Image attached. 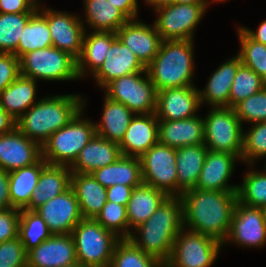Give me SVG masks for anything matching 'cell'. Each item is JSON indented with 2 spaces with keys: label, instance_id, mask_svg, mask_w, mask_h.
<instances>
[{
  "label": "cell",
  "instance_id": "34",
  "mask_svg": "<svg viewBox=\"0 0 266 267\" xmlns=\"http://www.w3.org/2000/svg\"><path fill=\"white\" fill-rule=\"evenodd\" d=\"M36 81L19 75L0 93L3 109L15 120L35 104Z\"/></svg>",
  "mask_w": 266,
  "mask_h": 267
},
{
  "label": "cell",
  "instance_id": "26",
  "mask_svg": "<svg viewBox=\"0 0 266 267\" xmlns=\"http://www.w3.org/2000/svg\"><path fill=\"white\" fill-rule=\"evenodd\" d=\"M71 188L75 193L83 218H95L107 202V188L92 174H71Z\"/></svg>",
  "mask_w": 266,
  "mask_h": 267
},
{
  "label": "cell",
  "instance_id": "28",
  "mask_svg": "<svg viewBox=\"0 0 266 267\" xmlns=\"http://www.w3.org/2000/svg\"><path fill=\"white\" fill-rule=\"evenodd\" d=\"M242 64L239 55L223 63L209 78L207 87L200 92V103L206 101L214 107H229V95L234 77Z\"/></svg>",
  "mask_w": 266,
  "mask_h": 267
},
{
  "label": "cell",
  "instance_id": "60",
  "mask_svg": "<svg viewBox=\"0 0 266 267\" xmlns=\"http://www.w3.org/2000/svg\"><path fill=\"white\" fill-rule=\"evenodd\" d=\"M264 84H265V87H266V77L264 78Z\"/></svg>",
  "mask_w": 266,
  "mask_h": 267
},
{
  "label": "cell",
  "instance_id": "55",
  "mask_svg": "<svg viewBox=\"0 0 266 267\" xmlns=\"http://www.w3.org/2000/svg\"><path fill=\"white\" fill-rule=\"evenodd\" d=\"M148 2L150 5H153L155 7L154 9L167 5V4H173L174 0H145Z\"/></svg>",
  "mask_w": 266,
  "mask_h": 267
},
{
  "label": "cell",
  "instance_id": "39",
  "mask_svg": "<svg viewBox=\"0 0 266 267\" xmlns=\"http://www.w3.org/2000/svg\"><path fill=\"white\" fill-rule=\"evenodd\" d=\"M33 13H0V53L16 56L25 25Z\"/></svg>",
  "mask_w": 266,
  "mask_h": 267
},
{
  "label": "cell",
  "instance_id": "16",
  "mask_svg": "<svg viewBox=\"0 0 266 267\" xmlns=\"http://www.w3.org/2000/svg\"><path fill=\"white\" fill-rule=\"evenodd\" d=\"M78 263L71 234H52L27 252V267H64Z\"/></svg>",
  "mask_w": 266,
  "mask_h": 267
},
{
  "label": "cell",
  "instance_id": "52",
  "mask_svg": "<svg viewBox=\"0 0 266 267\" xmlns=\"http://www.w3.org/2000/svg\"><path fill=\"white\" fill-rule=\"evenodd\" d=\"M119 9L129 20L137 17V0H107Z\"/></svg>",
  "mask_w": 266,
  "mask_h": 267
},
{
  "label": "cell",
  "instance_id": "56",
  "mask_svg": "<svg viewBox=\"0 0 266 267\" xmlns=\"http://www.w3.org/2000/svg\"><path fill=\"white\" fill-rule=\"evenodd\" d=\"M176 4H208L206 0H174Z\"/></svg>",
  "mask_w": 266,
  "mask_h": 267
},
{
  "label": "cell",
  "instance_id": "13",
  "mask_svg": "<svg viewBox=\"0 0 266 267\" xmlns=\"http://www.w3.org/2000/svg\"><path fill=\"white\" fill-rule=\"evenodd\" d=\"M226 240L243 246H263L266 242L263 208L249 207L237 201Z\"/></svg>",
  "mask_w": 266,
  "mask_h": 267
},
{
  "label": "cell",
  "instance_id": "17",
  "mask_svg": "<svg viewBox=\"0 0 266 267\" xmlns=\"http://www.w3.org/2000/svg\"><path fill=\"white\" fill-rule=\"evenodd\" d=\"M42 157L41 146L17 128L0 135V169L13 171L36 163Z\"/></svg>",
  "mask_w": 266,
  "mask_h": 267
},
{
  "label": "cell",
  "instance_id": "5",
  "mask_svg": "<svg viewBox=\"0 0 266 267\" xmlns=\"http://www.w3.org/2000/svg\"><path fill=\"white\" fill-rule=\"evenodd\" d=\"M77 261L83 267H109L118 236L93 218H83L72 230Z\"/></svg>",
  "mask_w": 266,
  "mask_h": 267
},
{
  "label": "cell",
  "instance_id": "2",
  "mask_svg": "<svg viewBox=\"0 0 266 267\" xmlns=\"http://www.w3.org/2000/svg\"><path fill=\"white\" fill-rule=\"evenodd\" d=\"M134 229L140 232L141 239L138 240L133 233L129 239L144 253L165 264L170 259L177 234L185 229L182 200L168 197L147 221Z\"/></svg>",
  "mask_w": 266,
  "mask_h": 267
},
{
  "label": "cell",
  "instance_id": "11",
  "mask_svg": "<svg viewBox=\"0 0 266 267\" xmlns=\"http://www.w3.org/2000/svg\"><path fill=\"white\" fill-rule=\"evenodd\" d=\"M182 229L176 236L165 267H211L223 245L216 239Z\"/></svg>",
  "mask_w": 266,
  "mask_h": 267
},
{
  "label": "cell",
  "instance_id": "48",
  "mask_svg": "<svg viewBox=\"0 0 266 267\" xmlns=\"http://www.w3.org/2000/svg\"><path fill=\"white\" fill-rule=\"evenodd\" d=\"M19 75V58L14 54L0 53V93Z\"/></svg>",
  "mask_w": 266,
  "mask_h": 267
},
{
  "label": "cell",
  "instance_id": "35",
  "mask_svg": "<svg viewBox=\"0 0 266 267\" xmlns=\"http://www.w3.org/2000/svg\"><path fill=\"white\" fill-rule=\"evenodd\" d=\"M86 21L94 31L117 32L129 19L107 0H85Z\"/></svg>",
  "mask_w": 266,
  "mask_h": 267
},
{
  "label": "cell",
  "instance_id": "45",
  "mask_svg": "<svg viewBox=\"0 0 266 267\" xmlns=\"http://www.w3.org/2000/svg\"><path fill=\"white\" fill-rule=\"evenodd\" d=\"M234 109L241 124L243 121L254 124L266 121V87L239 102Z\"/></svg>",
  "mask_w": 266,
  "mask_h": 267
},
{
  "label": "cell",
  "instance_id": "42",
  "mask_svg": "<svg viewBox=\"0 0 266 267\" xmlns=\"http://www.w3.org/2000/svg\"><path fill=\"white\" fill-rule=\"evenodd\" d=\"M94 219L120 239H129L131 232L128 229L129 223L126 206L107 201Z\"/></svg>",
  "mask_w": 266,
  "mask_h": 267
},
{
  "label": "cell",
  "instance_id": "58",
  "mask_svg": "<svg viewBox=\"0 0 266 267\" xmlns=\"http://www.w3.org/2000/svg\"><path fill=\"white\" fill-rule=\"evenodd\" d=\"M263 210H264V213H265V221H266V207L263 208Z\"/></svg>",
  "mask_w": 266,
  "mask_h": 267
},
{
  "label": "cell",
  "instance_id": "46",
  "mask_svg": "<svg viewBox=\"0 0 266 267\" xmlns=\"http://www.w3.org/2000/svg\"><path fill=\"white\" fill-rule=\"evenodd\" d=\"M0 267H27V251L19 236L0 242Z\"/></svg>",
  "mask_w": 266,
  "mask_h": 267
},
{
  "label": "cell",
  "instance_id": "57",
  "mask_svg": "<svg viewBox=\"0 0 266 267\" xmlns=\"http://www.w3.org/2000/svg\"><path fill=\"white\" fill-rule=\"evenodd\" d=\"M64 267H83L80 263L72 264L69 266H64Z\"/></svg>",
  "mask_w": 266,
  "mask_h": 267
},
{
  "label": "cell",
  "instance_id": "30",
  "mask_svg": "<svg viewBox=\"0 0 266 267\" xmlns=\"http://www.w3.org/2000/svg\"><path fill=\"white\" fill-rule=\"evenodd\" d=\"M48 163L41 157L36 163L9 172L11 207L25 209L38 185L42 169Z\"/></svg>",
  "mask_w": 266,
  "mask_h": 267
},
{
  "label": "cell",
  "instance_id": "12",
  "mask_svg": "<svg viewBox=\"0 0 266 267\" xmlns=\"http://www.w3.org/2000/svg\"><path fill=\"white\" fill-rule=\"evenodd\" d=\"M207 4H167L155 9L159 18L154 25L161 39L192 40Z\"/></svg>",
  "mask_w": 266,
  "mask_h": 267
},
{
  "label": "cell",
  "instance_id": "20",
  "mask_svg": "<svg viewBox=\"0 0 266 267\" xmlns=\"http://www.w3.org/2000/svg\"><path fill=\"white\" fill-rule=\"evenodd\" d=\"M236 158L240 159L239 156L228 152L208 150L195 189L237 192L238 185L227 184Z\"/></svg>",
  "mask_w": 266,
  "mask_h": 267
},
{
  "label": "cell",
  "instance_id": "3",
  "mask_svg": "<svg viewBox=\"0 0 266 267\" xmlns=\"http://www.w3.org/2000/svg\"><path fill=\"white\" fill-rule=\"evenodd\" d=\"M78 95H56L46 97L32 105L16 120V128L41 147L49 137L83 109Z\"/></svg>",
  "mask_w": 266,
  "mask_h": 267
},
{
  "label": "cell",
  "instance_id": "59",
  "mask_svg": "<svg viewBox=\"0 0 266 267\" xmlns=\"http://www.w3.org/2000/svg\"><path fill=\"white\" fill-rule=\"evenodd\" d=\"M31 1L37 6V4H36L37 2H35V0H31Z\"/></svg>",
  "mask_w": 266,
  "mask_h": 267
},
{
  "label": "cell",
  "instance_id": "47",
  "mask_svg": "<svg viewBox=\"0 0 266 267\" xmlns=\"http://www.w3.org/2000/svg\"><path fill=\"white\" fill-rule=\"evenodd\" d=\"M20 209L0 210V242L15 239L18 236Z\"/></svg>",
  "mask_w": 266,
  "mask_h": 267
},
{
  "label": "cell",
  "instance_id": "19",
  "mask_svg": "<svg viewBox=\"0 0 266 267\" xmlns=\"http://www.w3.org/2000/svg\"><path fill=\"white\" fill-rule=\"evenodd\" d=\"M118 39L124 43L146 68L159 52L162 39L155 28L140 21L128 20L117 32Z\"/></svg>",
  "mask_w": 266,
  "mask_h": 267
},
{
  "label": "cell",
  "instance_id": "53",
  "mask_svg": "<svg viewBox=\"0 0 266 267\" xmlns=\"http://www.w3.org/2000/svg\"><path fill=\"white\" fill-rule=\"evenodd\" d=\"M16 128V120L9 115L0 102V135L13 131Z\"/></svg>",
  "mask_w": 266,
  "mask_h": 267
},
{
  "label": "cell",
  "instance_id": "6",
  "mask_svg": "<svg viewBox=\"0 0 266 267\" xmlns=\"http://www.w3.org/2000/svg\"><path fill=\"white\" fill-rule=\"evenodd\" d=\"M79 111L74 118L60 128L42 145V158L52 165L70 167L77 159L81 149L96 134L95 124L82 118Z\"/></svg>",
  "mask_w": 266,
  "mask_h": 267
},
{
  "label": "cell",
  "instance_id": "31",
  "mask_svg": "<svg viewBox=\"0 0 266 267\" xmlns=\"http://www.w3.org/2000/svg\"><path fill=\"white\" fill-rule=\"evenodd\" d=\"M168 197L165 192L143 183L134 187L126 206L129 228L147 221Z\"/></svg>",
  "mask_w": 266,
  "mask_h": 267
},
{
  "label": "cell",
  "instance_id": "38",
  "mask_svg": "<svg viewBox=\"0 0 266 267\" xmlns=\"http://www.w3.org/2000/svg\"><path fill=\"white\" fill-rule=\"evenodd\" d=\"M51 235L46 222L37 212L27 209L21 210L18 236L27 252L40 245Z\"/></svg>",
  "mask_w": 266,
  "mask_h": 267
},
{
  "label": "cell",
  "instance_id": "21",
  "mask_svg": "<svg viewBox=\"0 0 266 267\" xmlns=\"http://www.w3.org/2000/svg\"><path fill=\"white\" fill-rule=\"evenodd\" d=\"M146 72L136 55L118 37L112 42L106 60L93 74L101 87L129 74Z\"/></svg>",
  "mask_w": 266,
  "mask_h": 267
},
{
  "label": "cell",
  "instance_id": "32",
  "mask_svg": "<svg viewBox=\"0 0 266 267\" xmlns=\"http://www.w3.org/2000/svg\"><path fill=\"white\" fill-rule=\"evenodd\" d=\"M102 122L95 124L96 134L120 144L135 114L124 104L105 95Z\"/></svg>",
  "mask_w": 266,
  "mask_h": 267
},
{
  "label": "cell",
  "instance_id": "36",
  "mask_svg": "<svg viewBox=\"0 0 266 267\" xmlns=\"http://www.w3.org/2000/svg\"><path fill=\"white\" fill-rule=\"evenodd\" d=\"M38 9L30 16L19 40L16 56L52 46V39L45 16ZM40 11V13H39Z\"/></svg>",
  "mask_w": 266,
  "mask_h": 267
},
{
  "label": "cell",
  "instance_id": "40",
  "mask_svg": "<svg viewBox=\"0 0 266 267\" xmlns=\"http://www.w3.org/2000/svg\"><path fill=\"white\" fill-rule=\"evenodd\" d=\"M265 87L264 79L253 70L241 64L231 86L229 107L234 108L239 102Z\"/></svg>",
  "mask_w": 266,
  "mask_h": 267
},
{
  "label": "cell",
  "instance_id": "1",
  "mask_svg": "<svg viewBox=\"0 0 266 267\" xmlns=\"http://www.w3.org/2000/svg\"><path fill=\"white\" fill-rule=\"evenodd\" d=\"M179 197L183 203V223L188 224L190 231L210 236L222 244L227 242L237 192L193 188Z\"/></svg>",
  "mask_w": 266,
  "mask_h": 267
},
{
  "label": "cell",
  "instance_id": "22",
  "mask_svg": "<svg viewBox=\"0 0 266 267\" xmlns=\"http://www.w3.org/2000/svg\"><path fill=\"white\" fill-rule=\"evenodd\" d=\"M158 128L155 113L134 116L119 144L122 155L140 157L159 141Z\"/></svg>",
  "mask_w": 266,
  "mask_h": 267
},
{
  "label": "cell",
  "instance_id": "43",
  "mask_svg": "<svg viewBox=\"0 0 266 267\" xmlns=\"http://www.w3.org/2000/svg\"><path fill=\"white\" fill-rule=\"evenodd\" d=\"M238 32L241 42L238 55L242 64L264 79L266 77V45L251 39L241 27Z\"/></svg>",
  "mask_w": 266,
  "mask_h": 267
},
{
  "label": "cell",
  "instance_id": "8",
  "mask_svg": "<svg viewBox=\"0 0 266 267\" xmlns=\"http://www.w3.org/2000/svg\"><path fill=\"white\" fill-rule=\"evenodd\" d=\"M242 124L231 107H213L204 119V145L211 151L228 152L241 159Z\"/></svg>",
  "mask_w": 266,
  "mask_h": 267
},
{
  "label": "cell",
  "instance_id": "33",
  "mask_svg": "<svg viewBox=\"0 0 266 267\" xmlns=\"http://www.w3.org/2000/svg\"><path fill=\"white\" fill-rule=\"evenodd\" d=\"M117 38L115 32L93 31L88 36L84 34L82 51L77 59V73L79 78L84 76L86 64L94 74L109 52L112 42Z\"/></svg>",
  "mask_w": 266,
  "mask_h": 267
},
{
  "label": "cell",
  "instance_id": "9",
  "mask_svg": "<svg viewBox=\"0 0 266 267\" xmlns=\"http://www.w3.org/2000/svg\"><path fill=\"white\" fill-rule=\"evenodd\" d=\"M143 184L178 197L176 149L159 141L140 157Z\"/></svg>",
  "mask_w": 266,
  "mask_h": 267
},
{
  "label": "cell",
  "instance_id": "49",
  "mask_svg": "<svg viewBox=\"0 0 266 267\" xmlns=\"http://www.w3.org/2000/svg\"><path fill=\"white\" fill-rule=\"evenodd\" d=\"M37 9L31 0H0V13H34Z\"/></svg>",
  "mask_w": 266,
  "mask_h": 267
},
{
  "label": "cell",
  "instance_id": "37",
  "mask_svg": "<svg viewBox=\"0 0 266 267\" xmlns=\"http://www.w3.org/2000/svg\"><path fill=\"white\" fill-rule=\"evenodd\" d=\"M109 267H165L157 258L144 253L130 239H120Z\"/></svg>",
  "mask_w": 266,
  "mask_h": 267
},
{
  "label": "cell",
  "instance_id": "10",
  "mask_svg": "<svg viewBox=\"0 0 266 267\" xmlns=\"http://www.w3.org/2000/svg\"><path fill=\"white\" fill-rule=\"evenodd\" d=\"M146 77L142 78L141 74ZM106 96L128 107L134 114L156 112L157 90L146 72H137L111 81Z\"/></svg>",
  "mask_w": 266,
  "mask_h": 267
},
{
  "label": "cell",
  "instance_id": "25",
  "mask_svg": "<svg viewBox=\"0 0 266 267\" xmlns=\"http://www.w3.org/2000/svg\"><path fill=\"white\" fill-rule=\"evenodd\" d=\"M71 174L69 166L47 164L42 169L38 185L25 209L35 211L47 201L67 191L71 187Z\"/></svg>",
  "mask_w": 266,
  "mask_h": 267
},
{
  "label": "cell",
  "instance_id": "29",
  "mask_svg": "<svg viewBox=\"0 0 266 267\" xmlns=\"http://www.w3.org/2000/svg\"><path fill=\"white\" fill-rule=\"evenodd\" d=\"M208 148L204 144L176 149L178 197L198 183Z\"/></svg>",
  "mask_w": 266,
  "mask_h": 267
},
{
  "label": "cell",
  "instance_id": "54",
  "mask_svg": "<svg viewBox=\"0 0 266 267\" xmlns=\"http://www.w3.org/2000/svg\"><path fill=\"white\" fill-rule=\"evenodd\" d=\"M251 39L266 45V20H264L257 29V32L247 28H241Z\"/></svg>",
  "mask_w": 266,
  "mask_h": 267
},
{
  "label": "cell",
  "instance_id": "41",
  "mask_svg": "<svg viewBox=\"0 0 266 267\" xmlns=\"http://www.w3.org/2000/svg\"><path fill=\"white\" fill-rule=\"evenodd\" d=\"M243 184L238 185V202L257 208L266 207V172H248L243 179Z\"/></svg>",
  "mask_w": 266,
  "mask_h": 267
},
{
  "label": "cell",
  "instance_id": "50",
  "mask_svg": "<svg viewBox=\"0 0 266 267\" xmlns=\"http://www.w3.org/2000/svg\"><path fill=\"white\" fill-rule=\"evenodd\" d=\"M133 191L132 186L114 185L107 188V201H111L116 204L127 206L131 193Z\"/></svg>",
  "mask_w": 266,
  "mask_h": 267
},
{
  "label": "cell",
  "instance_id": "14",
  "mask_svg": "<svg viewBox=\"0 0 266 267\" xmlns=\"http://www.w3.org/2000/svg\"><path fill=\"white\" fill-rule=\"evenodd\" d=\"M46 222L52 234H71L83 219L79 203L70 187L35 210Z\"/></svg>",
  "mask_w": 266,
  "mask_h": 267
},
{
  "label": "cell",
  "instance_id": "7",
  "mask_svg": "<svg viewBox=\"0 0 266 267\" xmlns=\"http://www.w3.org/2000/svg\"><path fill=\"white\" fill-rule=\"evenodd\" d=\"M20 75L31 79L76 80L77 60L53 46L36 49L19 58Z\"/></svg>",
  "mask_w": 266,
  "mask_h": 267
},
{
  "label": "cell",
  "instance_id": "4",
  "mask_svg": "<svg viewBox=\"0 0 266 267\" xmlns=\"http://www.w3.org/2000/svg\"><path fill=\"white\" fill-rule=\"evenodd\" d=\"M192 41H162L159 52L146 67L157 92L166 88L194 86L191 82L194 72Z\"/></svg>",
  "mask_w": 266,
  "mask_h": 267
},
{
  "label": "cell",
  "instance_id": "24",
  "mask_svg": "<svg viewBox=\"0 0 266 267\" xmlns=\"http://www.w3.org/2000/svg\"><path fill=\"white\" fill-rule=\"evenodd\" d=\"M121 156L118 143L95 134L81 149L70 170L72 173L91 174L96 169L116 162Z\"/></svg>",
  "mask_w": 266,
  "mask_h": 267
},
{
  "label": "cell",
  "instance_id": "44",
  "mask_svg": "<svg viewBox=\"0 0 266 267\" xmlns=\"http://www.w3.org/2000/svg\"><path fill=\"white\" fill-rule=\"evenodd\" d=\"M266 156V121L255 123L248 131L243 133L242 161L254 164L253 160Z\"/></svg>",
  "mask_w": 266,
  "mask_h": 267
},
{
  "label": "cell",
  "instance_id": "15",
  "mask_svg": "<svg viewBox=\"0 0 266 267\" xmlns=\"http://www.w3.org/2000/svg\"><path fill=\"white\" fill-rule=\"evenodd\" d=\"M48 23L52 46L69 53L76 60L80 57L83 45L84 30L80 19L71 14L43 9L41 12Z\"/></svg>",
  "mask_w": 266,
  "mask_h": 267
},
{
  "label": "cell",
  "instance_id": "18",
  "mask_svg": "<svg viewBox=\"0 0 266 267\" xmlns=\"http://www.w3.org/2000/svg\"><path fill=\"white\" fill-rule=\"evenodd\" d=\"M200 106L199 89L196 87L166 88L157 92L155 114L158 120L187 119L196 116Z\"/></svg>",
  "mask_w": 266,
  "mask_h": 267
},
{
  "label": "cell",
  "instance_id": "51",
  "mask_svg": "<svg viewBox=\"0 0 266 267\" xmlns=\"http://www.w3.org/2000/svg\"><path fill=\"white\" fill-rule=\"evenodd\" d=\"M11 208L9 172L0 169V210Z\"/></svg>",
  "mask_w": 266,
  "mask_h": 267
},
{
  "label": "cell",
  "instance_id": "23",
  "mask_svg": "<svg viewBox=\"0 0 266 267\" xmlns=\"http://www.w3.org/2000/svg\"><path fill=\"white\" fill-rule=\"evenodd\" d=\"M158 139L172 148L204 144V119L159 120Z\"/></svg>",
  "mask_w": 266,
  "mask_h": 267
},
{
  "label": "cell",
  "instance_id": "27",
  "mask_svg": "<svg viewBox=\"0 0 266 267\" xmlns=\"http://www.w3.org/2000/svg\"><path fill=\"white\" fill-rule=\"evenodd\" d=\"M105 188L114 185L137 187L143 183L139 157L122 155L116 162L91 173Z\"/></svg>",
  "mask_w": 266,
  "mask_h": 267
}]
</instances>
